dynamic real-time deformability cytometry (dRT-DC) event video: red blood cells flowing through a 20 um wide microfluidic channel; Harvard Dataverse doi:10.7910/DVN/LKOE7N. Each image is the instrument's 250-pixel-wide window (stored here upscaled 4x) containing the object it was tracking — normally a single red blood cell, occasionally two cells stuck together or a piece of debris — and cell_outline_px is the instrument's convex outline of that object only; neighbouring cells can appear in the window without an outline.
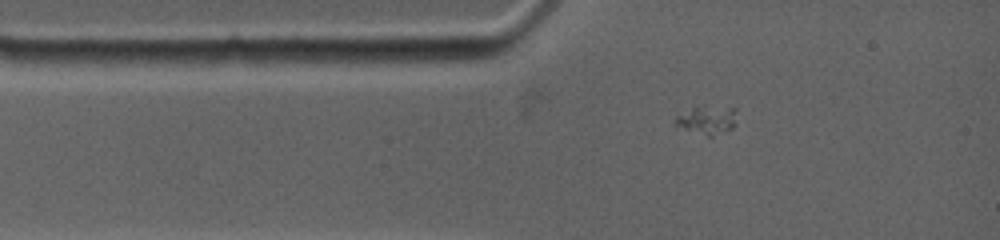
{"species": "common noctule bat (a hibernating species)", "species_latin": "Nyctalus noctula", "temperature_condition": "warm", "stored_images_in_passage": 7, "camera_frame_rate_fps": 4500, "um_per_image_px": 0.085, "animal": {"sex": "female", "body_mass_g": 19.0, "forearm_length_mm": 53.3}, "frame": {"image": 1, "passage_image": 4, "time_ms": 1.333, "image_size_px": [1000, 240], "cell_outline_px": [[736, 124], [732, 128], [712, 140], [684, 128], [676, 124], [676, 116], [692, 108], [704, 104], [736, 108]], "centroid_in_image_um": [60.19, 10.22], "position_along_channel_um": 24.8, "area_um2": 10.75}}